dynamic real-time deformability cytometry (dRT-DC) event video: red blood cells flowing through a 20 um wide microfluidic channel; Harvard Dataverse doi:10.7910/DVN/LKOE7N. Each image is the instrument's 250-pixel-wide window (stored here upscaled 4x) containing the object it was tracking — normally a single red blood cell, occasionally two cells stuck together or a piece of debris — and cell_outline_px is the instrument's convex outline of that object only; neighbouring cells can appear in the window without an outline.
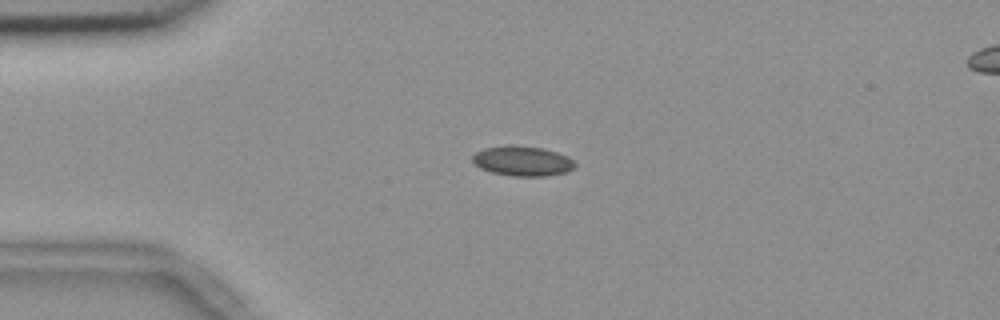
{"species": "common noctule bat (a hibernating species)", "species_latin": "Nyctalus noctula", "temperature_condition": "room temperature", "stored_images_in_passage": 3, "camera_frame_rate_fps": 3000, "um_per_image_px": 0.085, "animal": {"sex": "female", "body_mass_g": 18.4}, "frame": {"image": 1, "passage_image": 1, "time_ms": 0.0, "image_size_px": [1000, 320], "cell_outline_px": [[576, 164], [568, 172], [548, 176], [512, 176], [492, 172], [480, 168], [472, 160], [472, 156], [476, 152], [484, 148], [504, 144], [544, 148], [568, 156]], "centroid_in_image_um": [44.41, 13.68], "position_along_channel_um": 40.6, "area_um2": 17.98}}